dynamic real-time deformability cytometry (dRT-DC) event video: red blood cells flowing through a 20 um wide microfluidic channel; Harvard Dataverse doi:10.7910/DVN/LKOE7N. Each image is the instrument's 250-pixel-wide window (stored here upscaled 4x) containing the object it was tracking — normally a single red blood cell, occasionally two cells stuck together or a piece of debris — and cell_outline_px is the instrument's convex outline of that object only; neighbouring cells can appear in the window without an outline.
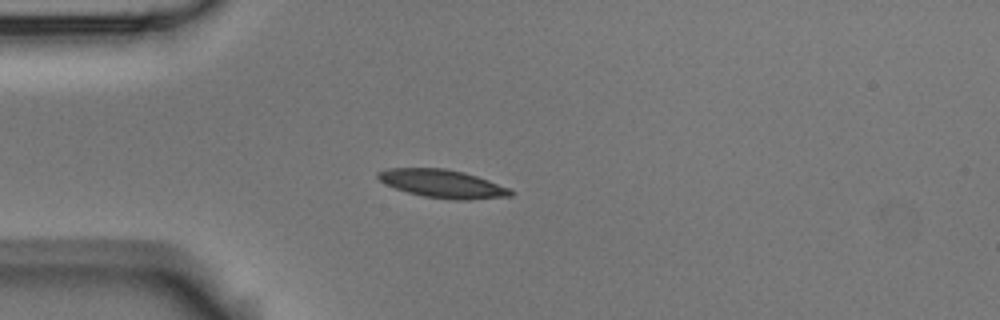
{"species": "Egyptian fruit bat (a non-hibernating species)", "species_latin": "Rousettus aegyptiacus", "temperature_condition": "room temperature", "stored_images_in_passage": 4, "camera_frame_rate_fps": 3000, "um_per_image_px": 0.085, "animal": {"sex": "male"}, "frame": {"image": 1, "passage_image": 4, "time_ms": 1.0, "image_size_px": [1000, 320], "cell_outline_px": [[512, 196], [468, 200], [456, 200], [424, 196], [408, 192], [384, 184], [376, 176], [376, 172], [388, 168], [444, 168], [464, 172], [488, 180], [508, 188], [512, 192]], "centroid_in_image_um": [37.58, 15.61], "position_along_channel_um": 47.4, "area_um2": 21.62}}